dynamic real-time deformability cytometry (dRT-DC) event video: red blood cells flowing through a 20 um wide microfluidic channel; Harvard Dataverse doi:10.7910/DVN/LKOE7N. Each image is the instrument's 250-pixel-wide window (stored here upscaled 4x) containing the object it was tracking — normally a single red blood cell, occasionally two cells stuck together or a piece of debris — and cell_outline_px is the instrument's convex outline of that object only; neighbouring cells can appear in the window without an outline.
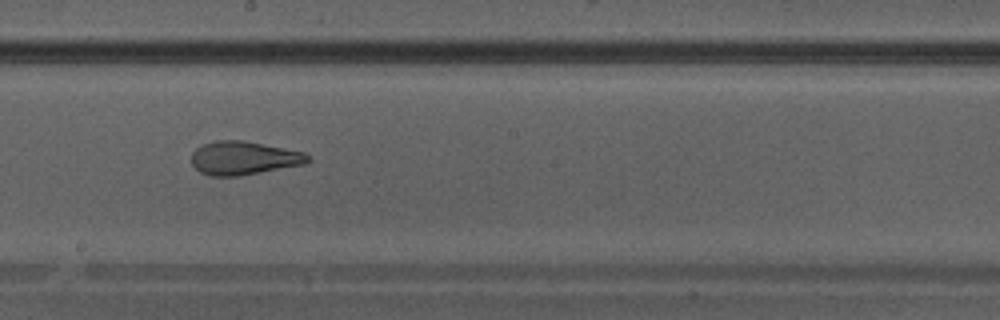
{"species": "Egyptian fruit bat (a non-hibernating species)", "species_latin": "Rousettus aegyptiacus", "temperature_condition": "warm", "stored_images_in_passage": 30, "camera_frame_rate_fps": 3000, "um_per_image_px": 0.085, "animal": {"sex": "male"}, "frame": {"image": 1, "passage_image": 22, "time_ms": 7.0, "image_size_px": [1000, 320], "cell_outline_px": [[312, 160], [304, 164], [236, 176], [212, 176], [200, 172], [192, 164], [192, 152], [196, 148], [204, 144], [216, 140], [244, 140], [304, 152]], "centroid_in_image_um": [20.7, 13.42], "position_along_channel_um": 227.5, "area_um2": 22.48}}